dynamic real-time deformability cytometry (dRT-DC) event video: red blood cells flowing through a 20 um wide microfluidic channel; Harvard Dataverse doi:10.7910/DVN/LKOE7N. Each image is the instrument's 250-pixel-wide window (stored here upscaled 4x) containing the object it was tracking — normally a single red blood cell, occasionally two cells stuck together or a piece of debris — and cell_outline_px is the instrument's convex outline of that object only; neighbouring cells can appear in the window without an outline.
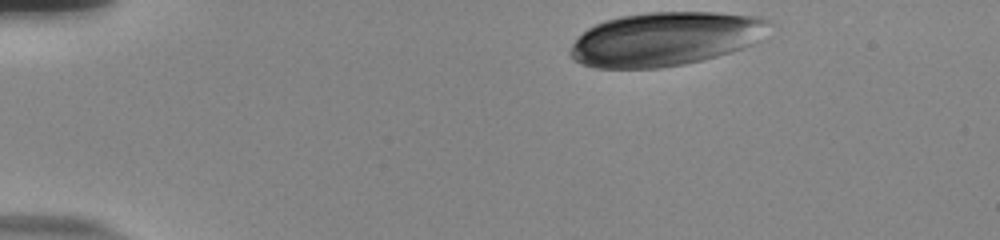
{"species": "human", "species_latin": "Homo sapiens", "temperature_condition": "room temperature", "stored_images_in_passage": 43, "camera_frame_rate_fps": 3000, "um_per_image_px": 0.085, "donor": {"sex": "male"}, "frame": {"image": 1, "passage_image": 1, "time_ms": 0.0, "image_size_px": [1000, 240], "cell_outline_px": [[772, 24], [752, 44], [716, 56], [684, 64], [660, 68], [596, 68], [580, 64], [568, 52], [572, 44], [588, 28], [604, 20], [620, 16], [648, 12], [716, 12], [756, 16], [768, 20]], "centroid_in_image_um": [56.5, 3.3], "position_along_channel_um": 28.5, "area_um2": 61.96}}
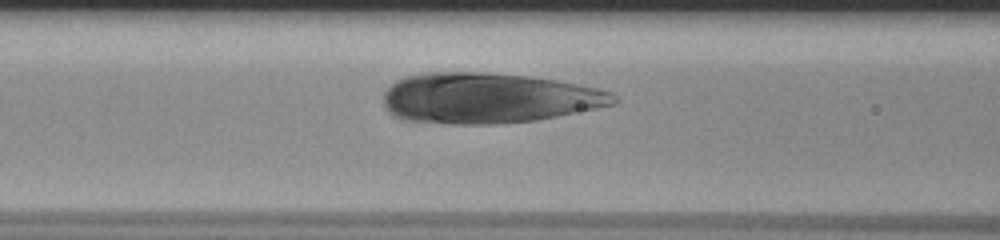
{"frame": {"image": 2, "passage_image": 16, "time_ms": 5.0, "image_size_px": [1000, 240], "cell_outline_px": [[620, 100], [612, 104], [596, 108], [536, 120], [496, 124], [452, 124], [404, 120], [388, 112], [384, 108], [384, 92], [396, 80], [408, 76], [428, 72], [484, 72], [532, 76], [556, 80], [596, 88], [612, 92]], "centroid_in_image_um": [41.48, 8.33], "position_along_channel_um": 125.1, "area_um2": 67.68}}